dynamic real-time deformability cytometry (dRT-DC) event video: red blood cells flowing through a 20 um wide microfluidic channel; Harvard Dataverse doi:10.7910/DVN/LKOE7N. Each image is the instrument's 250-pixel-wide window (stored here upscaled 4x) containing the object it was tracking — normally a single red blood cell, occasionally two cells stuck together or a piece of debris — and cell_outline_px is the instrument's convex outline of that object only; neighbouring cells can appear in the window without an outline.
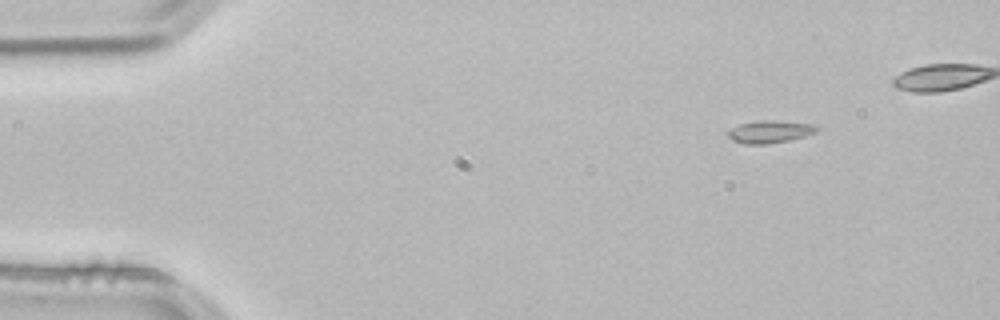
{"species": "common noctule bat (a hibernating species)", "species_latin": "Nyctalus noctula", "temperature_condition": "room temperature", "stored_images_in_passage": 3, "camera_frame_rate_fps": 3000, "um_per_image_px": 0.085, "animal": {"sex": "male", "body_mass_g": 21.5, "forearm_length_mm": 52.0}, "frame": {"image": 1, "passage_image": 1, "time_ms": 0.0, "image_size_px": [1000, 320], "cell_outline_px": [[820, 128], [816, 132], [804, 136], [788, 140], [768, 144], [744, 144], [732, 140], [728, 136], [728, 128], [740, 124], [756, 120], [780, 120], [812, 124]], "centroid_in_image_um": [65.41, 11.18], "position_along_channel_um": 19.6, "area_um2": 11.79}}